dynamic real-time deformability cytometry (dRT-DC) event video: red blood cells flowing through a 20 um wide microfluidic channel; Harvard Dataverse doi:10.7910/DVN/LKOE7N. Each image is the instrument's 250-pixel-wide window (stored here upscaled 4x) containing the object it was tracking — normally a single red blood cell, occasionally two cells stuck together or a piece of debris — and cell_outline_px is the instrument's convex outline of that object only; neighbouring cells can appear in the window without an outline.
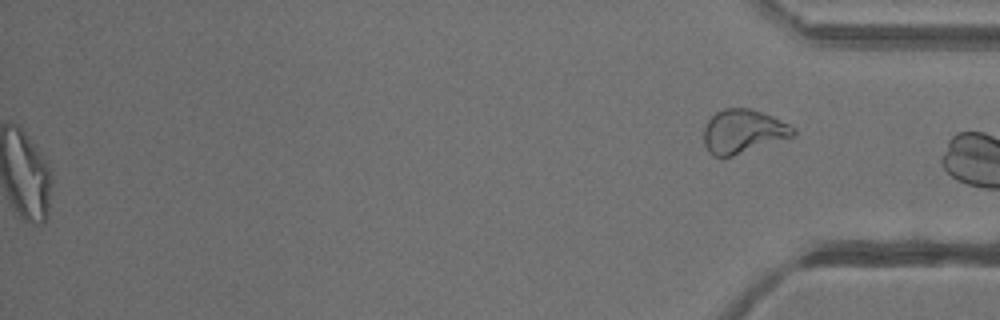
{"species": "common noctule bat (a hibernating species)", "species_latin": "Nyctalus noctula", "temperature_condition": "warm", "stored_images_in_passage": 50, "segment_of_instrument_passage": [2, 2], "camera_frame_rate_fps": 3000, "um_per_image_px": 0.085, "animal": {"sex": "female"}, "frame": {"image": 1, "passage_image": 50, "time_ms": 16.333, "image_size_px": [1000, 320], "cell_outline_px": [[796, 136], [732, 156], [712, 156], [708, 152], [704, 144], [704, 128], [708, 120], [716, 112], [724, 108], [748, 108], [772, 116], [796, 128]], "centroid_in_image_um": [63.17, 11.18], "position_along_channel_um": 372.0, "area_um2": 22.83}}